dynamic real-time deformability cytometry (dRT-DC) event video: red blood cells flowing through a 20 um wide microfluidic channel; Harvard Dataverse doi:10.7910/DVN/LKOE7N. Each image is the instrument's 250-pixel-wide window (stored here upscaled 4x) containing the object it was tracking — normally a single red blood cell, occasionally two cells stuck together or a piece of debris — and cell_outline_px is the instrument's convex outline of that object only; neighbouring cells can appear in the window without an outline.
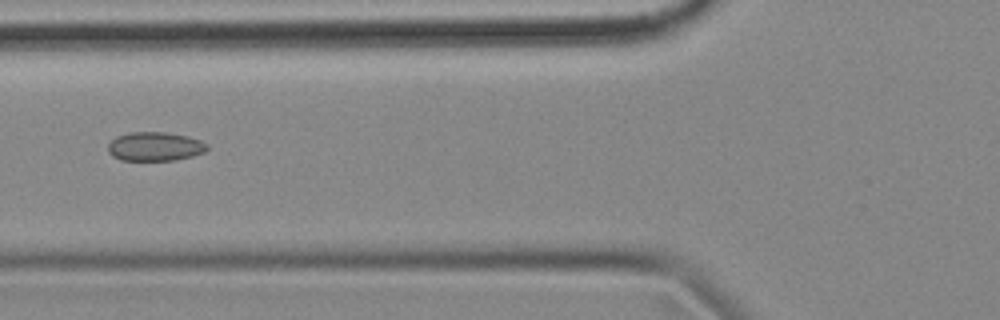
{"species": "common noctule bat (a hibernating species)", "species_latin": "Nyctalus noctula", "temperature_condition": "cold", "stored_images_in_passage": 6, "camera_frame_rate_fps": 3000, "um_per_image_px": 0.085, "animal": {"sex": "female", "body_mass_g": 18.4}, "frame": {"image": 1, "passage_image": 3, "time_ms": 0.667, "image_size_px": [1000, 320], "cell_outline_px": [[208, 148], [204, 152], [192, 156], [176, 160], [120, 160], [112, 156], [108, 152], [108, 144], [116, 136], [128, 132], [164, 132], [188, 136], [200, 140], [208, 144]], "centroid_in_image_um": [13.16, 12.45], "position_along_channel_um": 112.6, "area_um2": 16.82}}
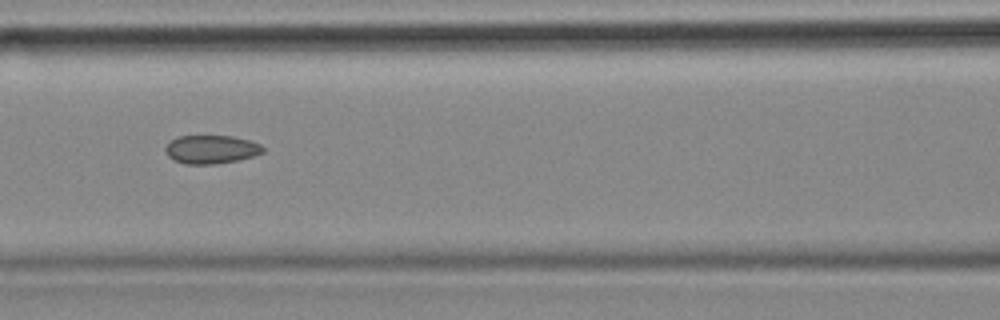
{"frame": {"image": 2, "passage_image": 4, "time_ms": 1.0, "image_size_px": [1000, 320], "cell_outline_px": [[264, 152], [240, 160], [216, 164], [184, 164], [172, 160], [168, 156], [164, 148], [172, 140], [180, 136], [232, 136], [248, 140], [260, 144], [264, 148]], "centroid_in_image_um": [17.95, 12.71], "position_along_channel_um": 148.7, "area_um2": 16.18}}
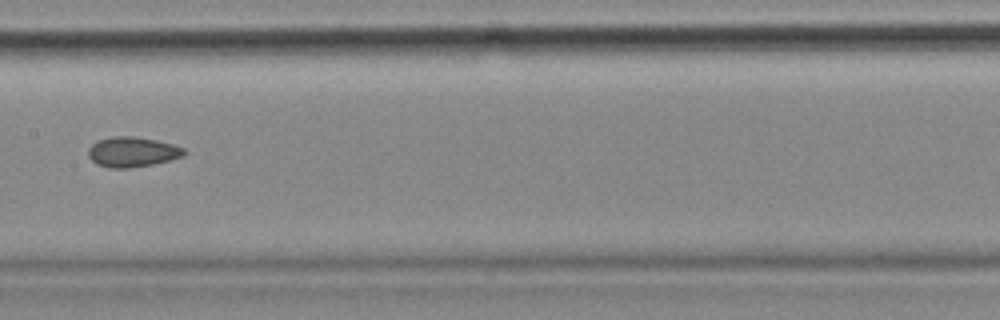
{"frame": {"image": 3, "passage_image": 5, "time_ms": 1.333, "image_size_px": [1000, 320], "cell_outline_px": [[188, 152], [184, 156], [152, 164], [128, 168], [108, 168], [96, 164], [88, 156], [88, 148], [96, 140], [112, 136], [132, 136], [156, 140], [172, 144], [184, 148]], "centroid_in_image_um": [11.22, 12.91], "position_along_channel_um": 196.2, "area_um2": 16.88}}